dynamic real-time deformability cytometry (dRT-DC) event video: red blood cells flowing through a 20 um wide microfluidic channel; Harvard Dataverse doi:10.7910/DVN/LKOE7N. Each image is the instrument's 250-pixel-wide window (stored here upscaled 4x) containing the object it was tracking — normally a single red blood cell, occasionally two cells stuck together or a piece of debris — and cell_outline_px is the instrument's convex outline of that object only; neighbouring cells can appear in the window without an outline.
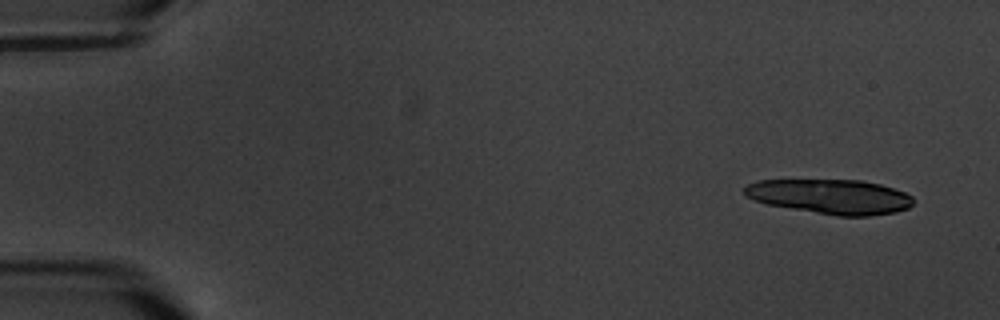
{"species": "common noctule bat (a hibernating species)", "species_latin": "Nyctalus noctula", "temperature_condition": "warm", "stored_images_in_passage": 7, "camera_frame_rate_fps": 3000, "um_per_image_px": 0.085, "animal": {"sex": "male", "body_mass_g": 20.1, "forearm_length_mm": 53.5}, "frame": {"image": 1, "passage_image": 2, "time_ms": 1.0, "image_size_px": [1000, 320], "cell_outline_px": [[912, 204], [908, 208], [896, 212], [868, 216], [836, 216], [768, 204], [744, 196], [744, 188], [748, 184], [756, 180], [860, 180], [880, 184], [904, 192], [912, 196]], "centroid_in_image_um": [70.58, 16.71], "position_along_channel_um": 14.4, "area_um2": 33.99}}